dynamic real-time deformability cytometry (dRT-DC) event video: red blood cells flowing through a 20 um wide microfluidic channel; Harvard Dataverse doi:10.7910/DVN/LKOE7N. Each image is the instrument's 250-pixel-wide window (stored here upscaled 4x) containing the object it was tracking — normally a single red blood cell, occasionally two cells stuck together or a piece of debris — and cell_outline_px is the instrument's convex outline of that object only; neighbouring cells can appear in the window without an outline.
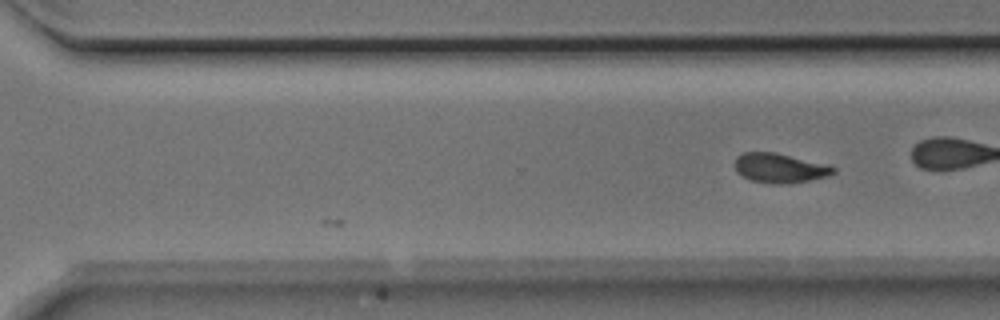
{"species": "Egyptian fruit bat (a non-hibernating species)", "species_latin": "Rousettus aegyptiacus", "temperature_condition": "room temperature", "stored_images_in_passage": 20, "camera_frame_rate_fps": 3000, "um_per_image_px": 0.085, "animal": {"sex": "male"}, "frame": {"image": 1, "passage_image": 20, "time_ms": 6.333, "image_size_px": [1000, 320], "cell_outline_px": [[836, 172], [828, 176], [808, 180], [784, 184], [772, 184], [752, 180], [736, 172], [736, 156], [744, 152], [776, 152], [836, 168]], "centroid_in_image_um": [66.24, 14.29], "position_along_channel_um": 304.4, "area_um2": 16.53}}